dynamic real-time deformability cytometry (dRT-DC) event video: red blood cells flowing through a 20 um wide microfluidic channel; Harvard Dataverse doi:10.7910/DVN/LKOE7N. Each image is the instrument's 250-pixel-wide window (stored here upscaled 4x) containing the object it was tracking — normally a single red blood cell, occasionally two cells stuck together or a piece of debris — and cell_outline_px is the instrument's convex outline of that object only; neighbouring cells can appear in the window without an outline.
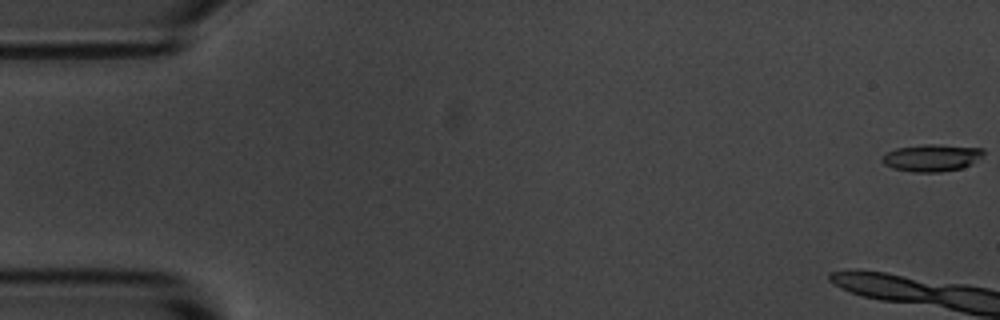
{"species": "common noctule bat (a hibernating species)", "species_latin": "Nyctalus noctula", "temperature_condition": "room temperature", "stored_images_in_passage": 11, "camera_frame_rate_fps": 3000, "um_per_image_px": 0.085, "animal": {"sex": "male", "body_mass_g": 20.1, "forearm_length_mm": 53.5}, "frame": {"image": 1, "passage_image": 1, "time_ms": 0.0, "image_size_px": [1000, 320], "cell_outline_px": [[984, 152], [972, 164], [960, 168], [940, 172], [912, 172], [892, 168], [884, 164], [880, 160], [884, 152], [896, 148], [924, 144], [940, 144], [984, 148]], "centroid_in_image_um": [79.14, 13.4], "position_along_channel_um": 5.9, "area_um2": 16.18}}